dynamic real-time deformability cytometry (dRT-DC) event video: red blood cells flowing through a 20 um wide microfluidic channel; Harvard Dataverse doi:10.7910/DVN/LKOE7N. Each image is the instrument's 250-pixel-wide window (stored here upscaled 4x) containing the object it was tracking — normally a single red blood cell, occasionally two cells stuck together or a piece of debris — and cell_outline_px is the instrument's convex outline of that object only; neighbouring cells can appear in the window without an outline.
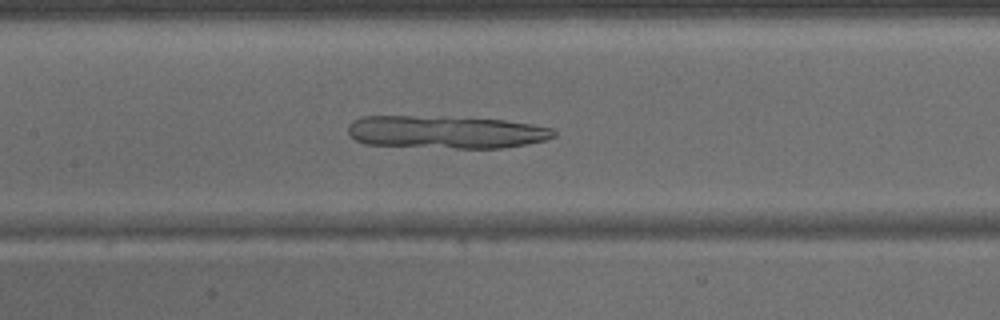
{"species": "common noctule bat (a hibernating species)", "species_latin": "Nyctalus noctula", "temperature_condition": "warm", "stored_images_in_passage": 43, "camera_frame_rate_fps": 3000, "um_per_image_px": 0.085, "animal": {"sex": "male", "body_mass_g": 15.6}, "frame": {"image": 1, "passage_image": 19, "time_ms": 6.0, "image_size_px": [1000, 320], "cell_outline_px": [[556, 136], [544, 140], [528, 144], [500, 148], [456, 148], [364, 144], [356, 140], [348, 132], [348, 124], [352, 120], [360, 116], [444, 116], [504, 120], [532, 124], [552, 128], [556, 132]], "centroid_in_image_um": [37.89, 11.21], "position_along_channel_um": 169.5, "area_um2": 39.54}}
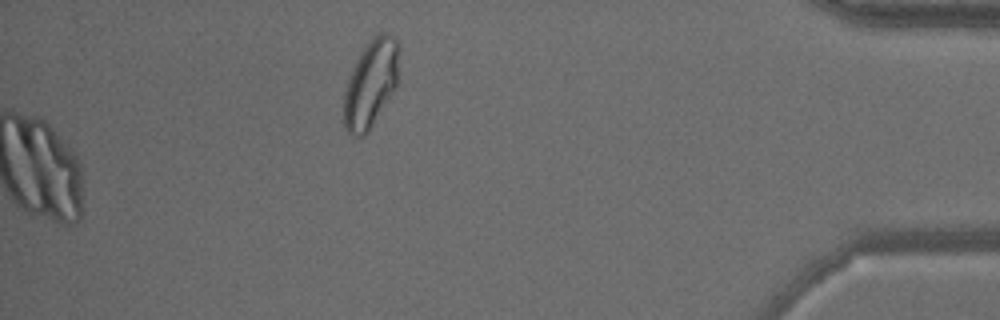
{"frame": {"image": 2, "passage_image": 43, "time_ms": 14.0, "image_size_px": [1000, 320], "cell_outline_px": [[400, 52], [396, 88], [368, 132], [364, 136], [352, 136], [344, 128], [344, 92], [348, 80], [364, 48], [380, 32], [388, 32], [396, 40], [400, 48]], "centroid_in_image_um": [31.55, 7.14], "position_along_channel_um": 403.7, "area_um2": 27.86}}